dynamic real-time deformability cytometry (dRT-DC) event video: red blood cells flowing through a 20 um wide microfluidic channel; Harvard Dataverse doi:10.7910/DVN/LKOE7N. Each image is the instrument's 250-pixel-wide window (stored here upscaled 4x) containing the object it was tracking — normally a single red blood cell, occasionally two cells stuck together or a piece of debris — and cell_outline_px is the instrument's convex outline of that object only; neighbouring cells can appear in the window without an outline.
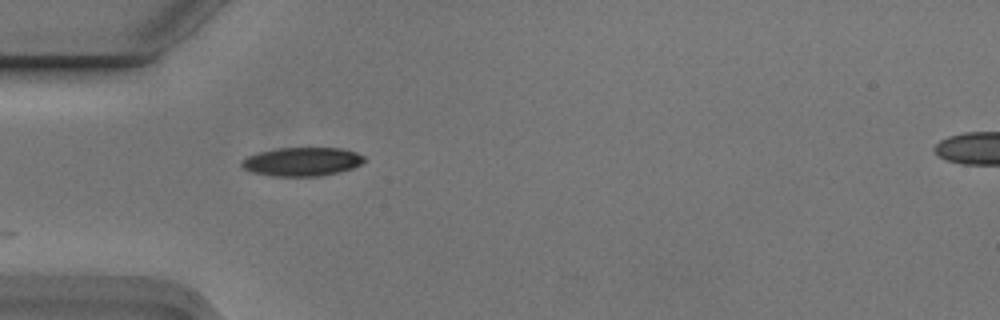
{"species": "Egyptian fruit bat (a non-hibernating species)", "species_latin": "Rousettus aegyptiacus", "temperature_condition": "cold", "stored_images_in_passage": 3, "segment_of_instrument_passage": [1, 2], "camera_frame_rate_fps": 3000, "um_per_image_px": 0.085, "animal": {"sex": "male"}, "frame": {"image": 1, "passage_image": 2, "time_ms": 0.333, "image_size_px": [1000, 320], "cell_outline_px": [[364, 160], [360, 164], [352, 168], [320, 176], [272, 176], [252, 172], [244, 168], [240, 164], [240, 160], [248, 156], [260, 152], [276, 148], [340, 148], [356, 152], [364, 156]], "centroid_in_image_um": [25.64, 13.74], "position_along_channel_um": 59.4, "area_um2": 20.35}}